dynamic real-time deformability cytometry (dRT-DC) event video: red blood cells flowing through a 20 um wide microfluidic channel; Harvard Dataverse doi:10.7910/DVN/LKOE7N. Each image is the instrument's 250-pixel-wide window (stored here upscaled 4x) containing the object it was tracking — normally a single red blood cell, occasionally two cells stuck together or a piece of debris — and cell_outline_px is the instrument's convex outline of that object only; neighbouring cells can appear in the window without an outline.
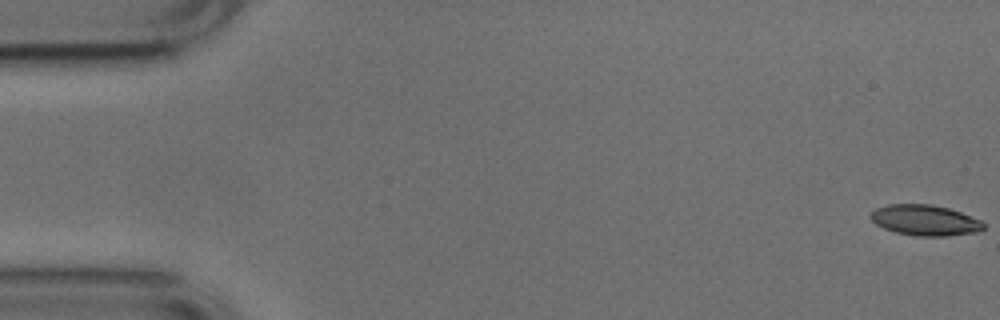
{"species": "common noctule bat (a hibernating species)", "species_latin": "Nyctalus noctula", "temperature_condition": "cold", "stored_images_in_passage": 53, "camera_frame_rate_fps": 3000, "um_per_image_px": 0.085, "animal": {"sex": "male", "body_mass_g": 17.9, "forearm_length_mm": 54.2}, "frame": {"image": 1, "passage_image": 1, "time_ms": 0.0, "image_size_px": [1000, 320], "cell_outline_px": [[984, 228], [980, 232], [944, 236], [916, 236], [896, 232], [884, 228], [876, 224], [868, 216], [876, 208], [888, 204], [932, 204], [948, 208], [960, 212], [980, 220], [984, 224]], "centroid_in_image_um": [78.62, 18.72], "position_along_channel_um": 6.4, "area_um2": 20.17}}
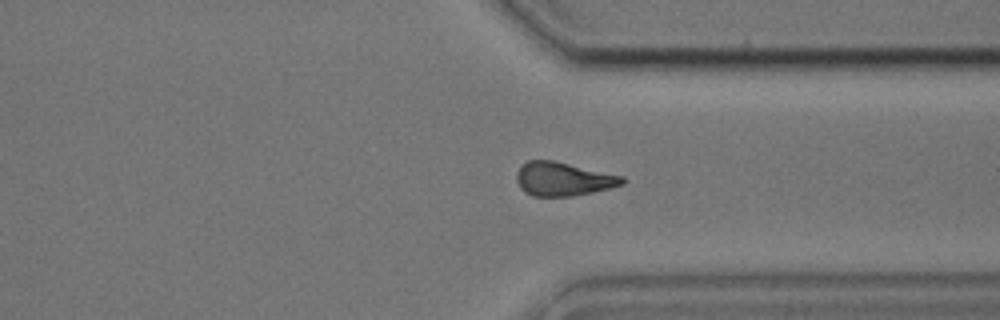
{"frame": {"image": 2, "passage_image": 40, "time_ms": 13.0, "image_size_px": [1000, 320], "cell_outline_px": [[624, 184], [612, 188], [572, 196], [532, 196], [524, 192], [520, 188], [516, 180], [516, 172], [520, 164], [528, 160], [552, 160], [624, 176]], "centroid_in_image_um": [47.84, 15.21], "position_along_channel_um": 363.6, "area_um2": 20.92}}
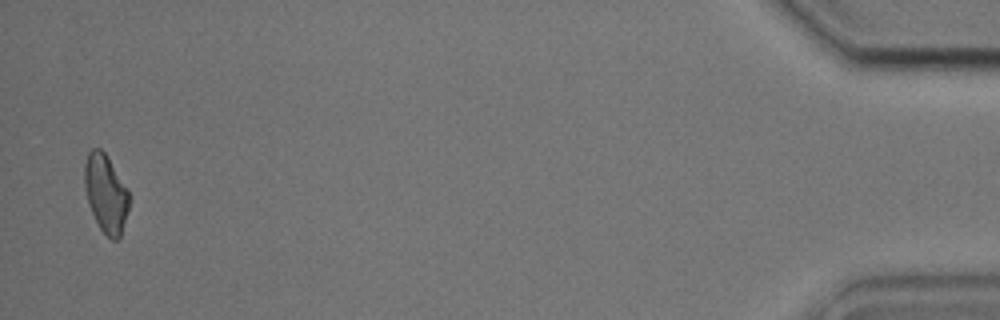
{"frame": {"image": 3, "passage_image": 52, "time_ms": 17.0, "image_size_px": [1000, 320], "cell_outline_px": [[132, 196], [120, 240], [112, 240], [100, 228], [88, 204], [84, 184], [84, 164], [88, 152], [92, 148], [100, 148], [104, 152], [128, 188]], "centroid_in_image_um": [9.02, 16.45], "position_along_channel_um": 426.2, "area_um2": 20.58}, "authors_computed_cell_mechanics": {"area_um2": 20.9236, "velocity_mm_per_s": 3.7909, "shape_relaxation_time_tau1_ms": 9.8054, "shape_relaxation_time_tau2_ms": 6.2101, "deformation_change_tau1": 0.1915, "deformation_change_tau2": 0.1502}}